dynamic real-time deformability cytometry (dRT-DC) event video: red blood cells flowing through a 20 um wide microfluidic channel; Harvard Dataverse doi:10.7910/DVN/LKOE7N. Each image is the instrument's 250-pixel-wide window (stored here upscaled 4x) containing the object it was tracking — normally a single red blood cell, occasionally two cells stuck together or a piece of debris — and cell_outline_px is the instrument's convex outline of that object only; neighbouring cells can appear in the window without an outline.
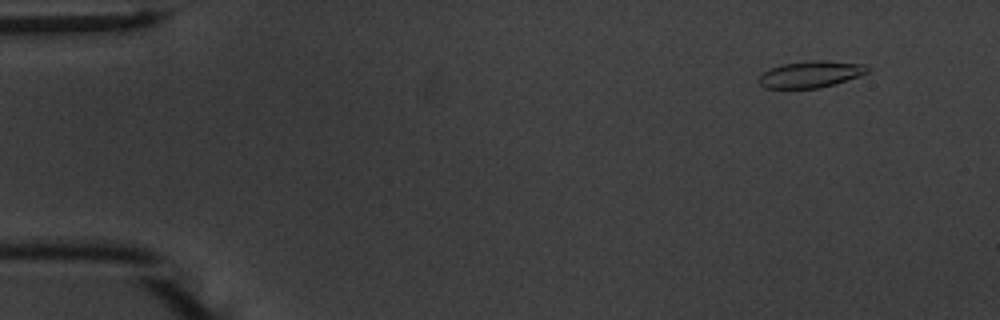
{"species": "common noctule bat (a hibernating species)", "species_latin": "Nyctalus noctula", "temperature_condition": "warm", "stored_images_in_passage": 16, "camera_frame_rate_fps": 3000, "um_per_image_px": 0.085, "animal": {"sex": "male", "body_mass_g": 20.1, "forearm_length_mm": 53.5}, "frame": {"image": 1, "passage_image": 5, "time_ms": 1.333, "image_size_px": [1000, 320], "cell_outline_px": [[872, 68], [868, 72], [860, 76], [820, 88], [764, 88], [760, 84], [760, 76], [768, 68], [780, 64], [808, 60], [820, 60], [868, 64]], "centroid_in_image_um": [68.95, 6.29], "position_along_channel_um": 16.0, "area_um2": 17.05}}